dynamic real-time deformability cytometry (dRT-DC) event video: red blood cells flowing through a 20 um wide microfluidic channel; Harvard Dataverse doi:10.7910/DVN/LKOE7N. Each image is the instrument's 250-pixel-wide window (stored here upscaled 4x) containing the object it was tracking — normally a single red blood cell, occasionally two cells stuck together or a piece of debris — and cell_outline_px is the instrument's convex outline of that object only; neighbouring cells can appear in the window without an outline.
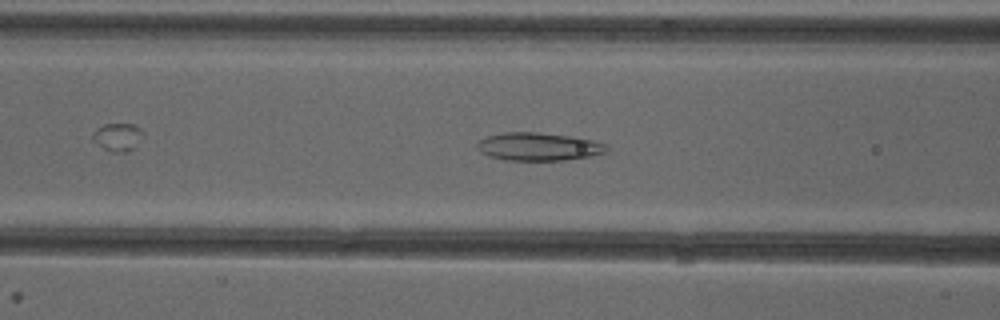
{"species": "common noctule bat (a hibernating species)", "species_latin": "Nyctalus noctula", "temperature_condition": "cold", "stored_images_in_passage": 41, "camera_frame_rate_fps": 3000, "um_per_image_px": 0.085, "animal": {"sex": "female"}, "frame": {"image": 1, "passage_image": 12, "time_ms": 3.667, "image_size_px": [1000, 320], "cell_outline_px": [[608, 152], [588, 156], [564, 160], [504, 160], [488, 156], [480, 152], [476, 148], [476, 144], [480, 140], [488, 136], [504, 132], [536, 132], [568, 136], [592, 140], [608, 144]], "centroid_in_image_um": [45.75, 12.47], "position_along_channel_um": 120.8, "area_um2": 21.1}}
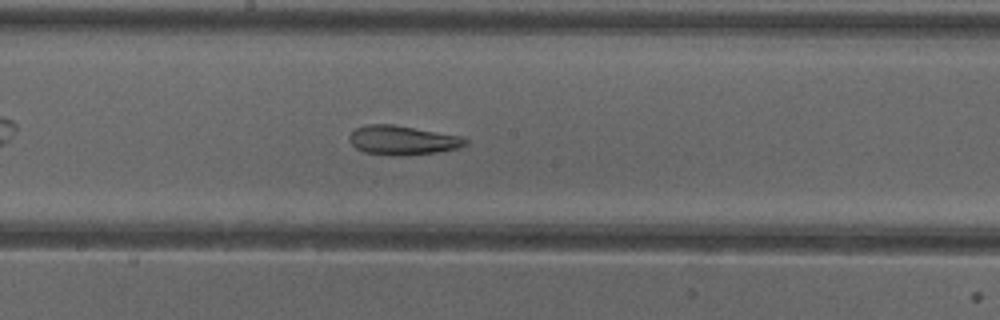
{"frame": {"image": 2, "passage_image": 19, "time_ms": 6.0, "image_size_px": [1000, 320], "cell_outline_px": [[468, 144], [456, 148], [436, 152], [392, 156], [364, 152], [356, 148], [348, 140], [348, 136], [356, 128], [368, 124], [392, 124], [460, 136], [468, 140]], "centroid_in_image_um": [34.17, 11.91], "position_along_channel_um": 214.0, "area_um2": 19.54}}
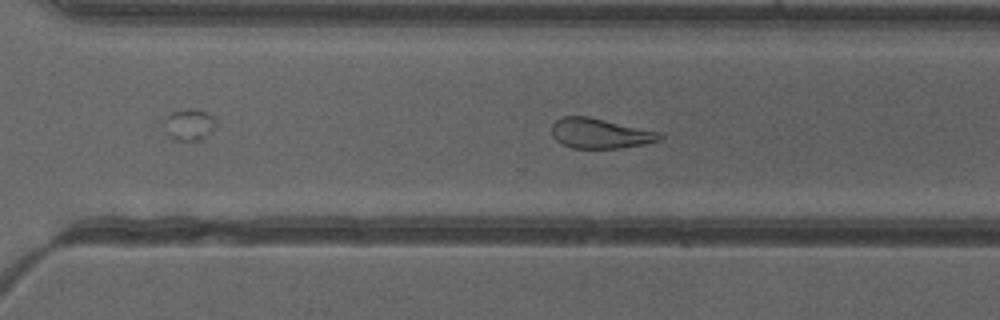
{"frame": {"image": 3, "passage_image": 27, "time_ms": 8.667, "image_size_px": [1000, 320], "cell_outline_px": [[664, 136], [660, 140], [644, 144], [620, 148], [572, 148], [556, 140], [552, 136], [552, 124], [556, 120], [564, 116], [588, 116], [664, 132]], "centroid_in_image_um": [51.06, 11.33], "position_along_channel_um": 319.5, "area_um2": 19.13}, "authors_computed_cell_mechanics": {"area_um2": 19.363, "velocity_mm_per_s": 3.9812, "shape_relaxation_time_tau1_ms": null, "shape_relaxation_time_tau2_ms": 5.2878, "deformation_change_tau1": null, "deformation_change_tau2": 0.1286}}